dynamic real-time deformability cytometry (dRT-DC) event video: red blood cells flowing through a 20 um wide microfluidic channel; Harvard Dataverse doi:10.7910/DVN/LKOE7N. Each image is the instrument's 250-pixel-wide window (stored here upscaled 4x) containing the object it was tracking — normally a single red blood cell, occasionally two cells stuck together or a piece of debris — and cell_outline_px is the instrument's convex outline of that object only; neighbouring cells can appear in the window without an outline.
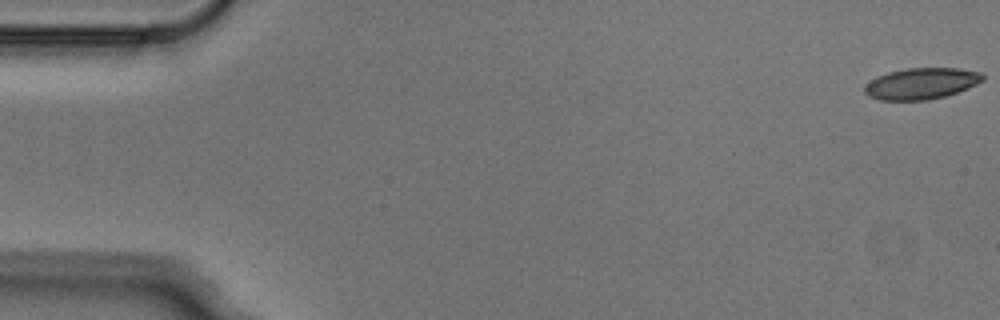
{"species": "Egyptian fruit bat (a non-hibernating species)", "species_latin": "Rousettus aegyptiacus", "temperature_condition": "cold", "stored_images_in_passage": 5, "camera_frame_rate_fps": 3000, "um_per_image_px": 0.085, "animal": {"sex": "male"}, "frame": {"image": 1, "passage_image": 1, "time_ms": 0.0, "image_size_px": [1000, 320], "cell_outline_px": [[984, 80], [968, 88], [944, 96], [928, 100], [880, 100], [868, 96], [864, 92], [864, 88], [876, 76], [888, 72], [904, 68], [960, 68], [980, 72], [984, 76]], "centroid_in_image_um": [78.31, 7.09], "position_along_channel_um": 6.7, "area_um2": 21.5}}